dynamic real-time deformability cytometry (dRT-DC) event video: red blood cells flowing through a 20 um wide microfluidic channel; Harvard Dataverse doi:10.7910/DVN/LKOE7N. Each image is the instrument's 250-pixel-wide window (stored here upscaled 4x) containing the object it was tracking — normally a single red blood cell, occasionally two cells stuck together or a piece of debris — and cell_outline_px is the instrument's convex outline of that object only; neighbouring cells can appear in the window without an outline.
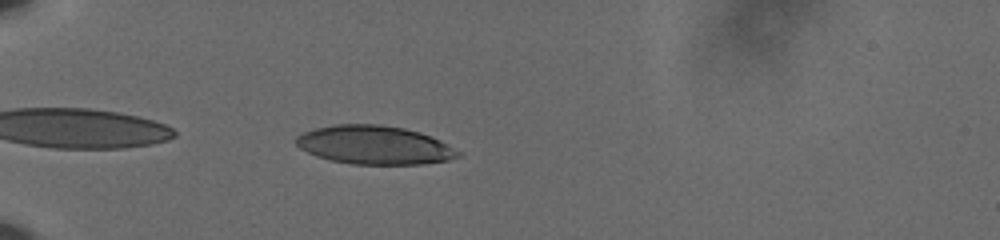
{"species": "human", "species_latin": "Homo sapiens", "temperature_condition": "cold", "stored_images_in_passage": 43, "camera_frame_rate_fps": 3000, "um_per_image_px": 0.085, "donor": {"sex": "male"}, "frame": {"image": 1, "passage_image": 3, "time_ms": 0.667, "image_size_px": [1000, 240], "cell_outline_px": [[464, 152], [460, 156], [448, 160], [424, 164], [352, 164], [332, 160], [316, 156], [300, 148], [296, 144], [296, 136], [304, 132], [316, 128], [336, 124], [380, 124], [404, 128], [420, 132], [432, 136]], "centroid_in_image_um": [31.88, 12.32], "position_along_channel_um": 53.1, "area_um2": 36.59}}
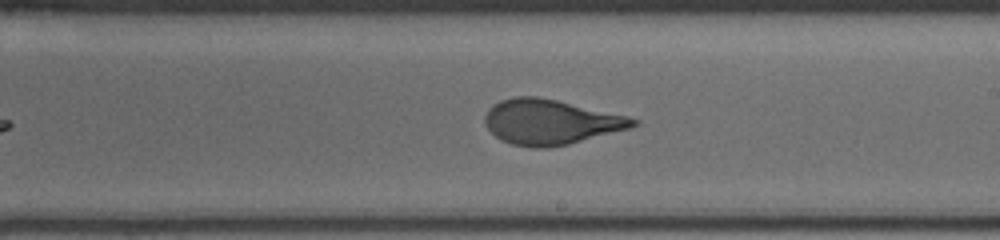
{"frame": {"image": 2, "passage_image": 21, "time_ms": 6.667, "image_size_px": [1000, 240], "cell_outline_px": [[640, 124], [632, 128], [568, 144], [548, 148], [532, 148], [512, 144], [500, 140], [488, 128], [484, 120], [484, 116], [488, 108], [492, 104], [500, 100], [516, 96], [536, 96], [556, 100], [628, 116], [640, 120]], "centroid_in_image_um": [46.8, 10.37], "position_along_channel_um": 242.2, "area_um2": 39.02}}
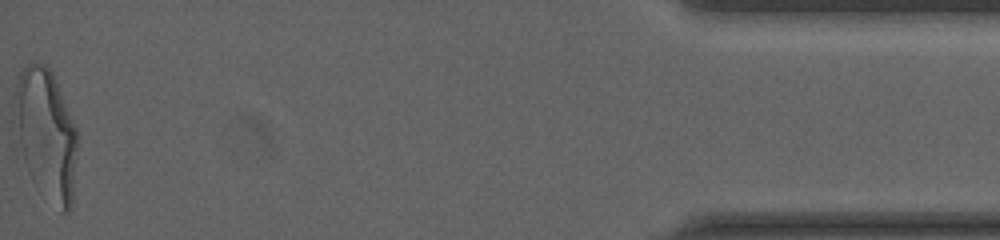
{"frame": {"image": 3, "passage_image": 43, "time_ms": 14.0, "image_size_px": [1000, 240], "cell_outline_px": [[76, 148], [72, 208], [68, 212], [60, 212], [36, 188], [28, 172], [24, 160], [12, 116], [16, 84], [20, 72], [32, 60], [44, 64], [52, 72], [76, 128]], "centroid_in_image_um": [3.89, 11.43], "position_along_channel_um": 431.3, "area_um2": 47.8}, "authors_computed_cell_mechanics": {"area_um2": 38.3792, "velocity_mm_per_s": 3.6141, "shape_relaxation_time_tau1_ms": 5.2742, "shape_relaxation_time_tau2_ms": null, "deformation_change_tau1": 0.2104, "deformation_change_tau2": null}}